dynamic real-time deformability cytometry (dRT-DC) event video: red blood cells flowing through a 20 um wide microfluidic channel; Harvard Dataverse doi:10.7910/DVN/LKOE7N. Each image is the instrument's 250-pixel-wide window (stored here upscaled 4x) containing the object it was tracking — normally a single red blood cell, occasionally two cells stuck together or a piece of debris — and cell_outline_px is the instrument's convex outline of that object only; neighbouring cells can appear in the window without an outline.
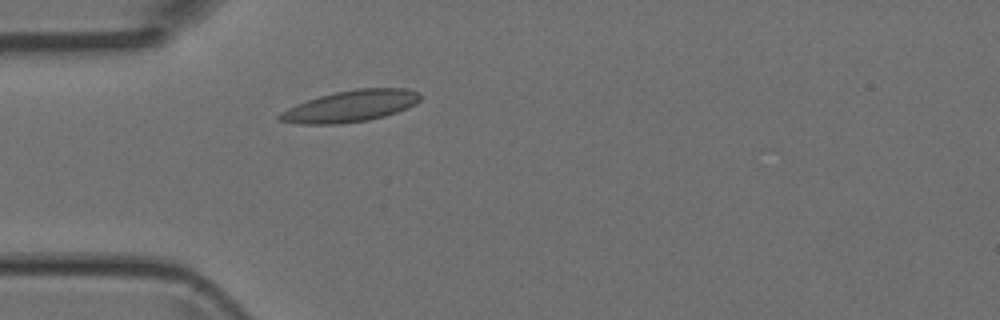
{"species": "Egyptian fruit bat (a non-hibernating species)", "species_latin": "Rousettus aegyptiacus", "temperature_condition": "room temperature", "stored_images_in_passage": 3, "camera_frame_rate_fps": 3000, "um_per_image_px": 0.085, "animal": {"sex": "female"}, "frame": {"image": 1, "passage_image": 3, "time_ms": 2.333, "image_size_px": [1000, 320], "cell_outline_px": [[420, 100], [416, 104], [408, 108], [384, 116], [368, 120], [340, 124], [300, 124], [280, 120], [276, 116], [280, 112], [296, 104], [320, 96], [336, 92], [356, 88], [408, 88], [420, 92]], "centroid_in_image_um": [29.82, 9.02], "position_along_channel_um": 55.2, "area_um2": 25.84}}